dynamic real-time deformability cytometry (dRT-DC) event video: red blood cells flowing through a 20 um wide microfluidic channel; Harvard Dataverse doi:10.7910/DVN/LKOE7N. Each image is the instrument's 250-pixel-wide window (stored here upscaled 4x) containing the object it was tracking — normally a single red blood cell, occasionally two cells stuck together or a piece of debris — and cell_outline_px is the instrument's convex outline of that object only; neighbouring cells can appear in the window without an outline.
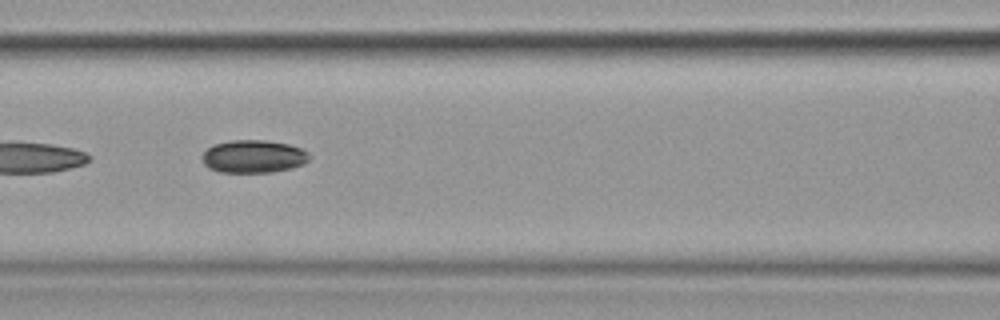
{"species": "common noctule bat (a hibernating species)", "species_latin": "Nyctalus noctula", "temperature_condition": "cold", "stored_images_in_passage": 14, "camera_frame_rate_fps": 3000, "um_per_image_px": 0.085, "animal": {"sex": "female", "body_mass_g": 19.9}, "frame": {"image": 1, "passage_image": 7, "time_ms": 8.0, "image_size_px": [1000, 320], "cell_outline_px": [[312, 156], [304, 164], [292, 168], [272, 172], [220, 172], [208, 168], [204, 164], [200, 156], [208, 148], [216, 144], [232, 140], [264, 140], [288, 144], [300, 148], [308, 152]], "centroid_in_image_um": [21.55, 13.3], "position_along_channel_um": 145.0, "area_um2": 20.58}}
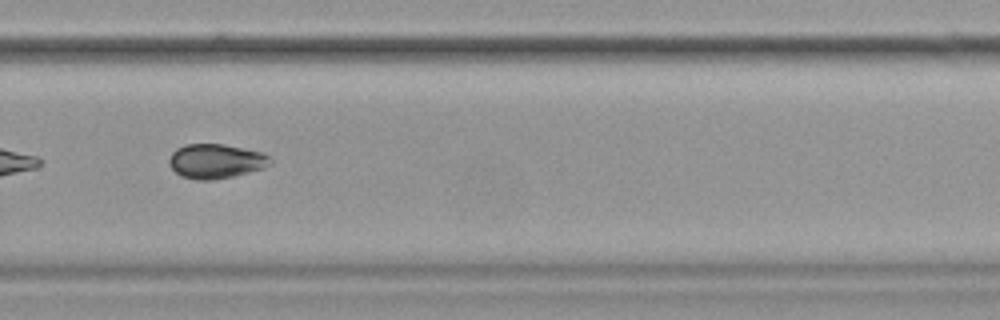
{"frame": {"image": 2, "passage_image": 11, "time_ms": 12.667, "image_size_px": [1000, 320], "cell_outline_px": [[272, 164], [264, 168], [232, 176], [212, 180], [196, 180], [180, 176], [168, 164], [168, 160], [172, 152], [176, 148], [184, 144], [224, 144], [264, 152], [272, 160]], "centroid_in_image_um": [18.34, 13.69], "position_along_channel_um": 311.5, "area_um2": 20.52}}
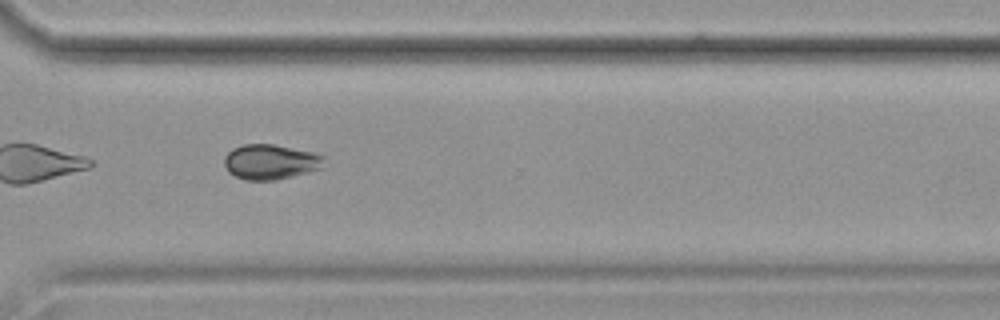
{"frame": {"image": 3, "passage_image": 12, "time_ms": 13.667, "image_size_px": [1000, 320], "cell_outline_px": [[324, 156], [320, 168], [292, 176], [276, 180], [244, 180], [228, 172], [224, 164], [224, 156], [232, 148], [244, 144], [272, 144], [312, 152]], "centroid_in_image_um": [22.92, 13.76], "position_along_channel_um": 347.7, "area_um2": 20.17}}